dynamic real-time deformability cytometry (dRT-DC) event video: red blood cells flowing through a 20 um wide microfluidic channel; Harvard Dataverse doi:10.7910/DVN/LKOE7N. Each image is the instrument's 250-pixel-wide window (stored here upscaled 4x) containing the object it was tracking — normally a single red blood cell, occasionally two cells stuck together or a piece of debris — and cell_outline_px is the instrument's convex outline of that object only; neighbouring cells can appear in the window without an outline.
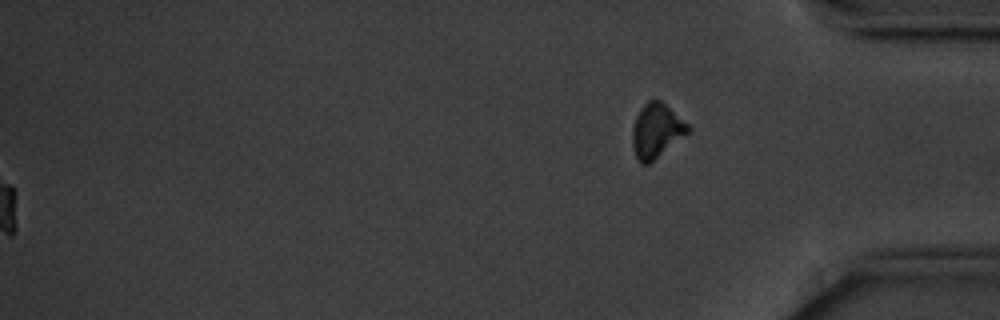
{"species": "common noctule bat (a hibernating species)", "species_latin": "Nyctalus noctula", "temperature_condition": "cold", "stored_images_in_passage": 47, "camera_frame_rate_fps": 3000, "um_per_image_px": 0.085, "animal": {"sex": "male", "body_mass_g": 20.1, "forearm_length_mm": 53.5}, "frame": {"image": 1, "passage_image": 47, "time_ms": 15.333, "image_size_px": [1000, 320], "cell_outline_px": [[692, 128], [688, 132], [648, 164], [640, 164], [636, 156], [632, 144], [632, 128], [636, 116], [640, 108], [648, 100], [660, 100], [688, 124]], "centroid_in_image_um": [55.76, 11.1], "position_along_channel_um": 379.4, "area_um2": 17.22}, "authors_computed_cell_mechanics": {"area_um2": 19.1318, "velocity_mm_per_s": 3.5164, "shape_relaxation_time_tau1_ms": 1.8454, "shape_relaxation_time_tau2_ms": null, "deformation_change_tau1": 0.1019, "deformation_change_tau2": null}}